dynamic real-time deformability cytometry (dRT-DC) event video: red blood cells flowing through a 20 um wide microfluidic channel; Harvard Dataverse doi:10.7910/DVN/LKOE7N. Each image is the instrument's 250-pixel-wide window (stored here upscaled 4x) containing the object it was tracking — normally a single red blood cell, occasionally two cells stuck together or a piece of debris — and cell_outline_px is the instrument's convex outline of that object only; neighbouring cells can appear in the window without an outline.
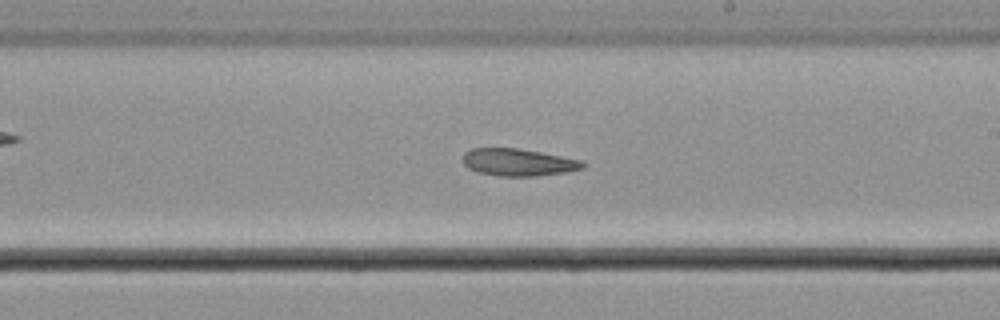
{"species": "common noctule bat (a hibernating species)", "species_latin": "Nyctalus noctula", "temperature_condition": "cold", "stored_images_in_passage": 7, "camera_frame_rate_fps": 3000, "um_per_image_px": 0.085, "animal": {"sex": "male", "body_mass_g": 21.5, "forearm_length_mm": 52.0}, "frame": {"image": 1, "passage_image": 7, "time_ms": 2.0, "image_size_px": [1000, 320], "cell_outline_px": [[588, 164], [584, 168], [564, 172], [536, 176], [496, 176], [476, 172], [468, 168], [464, 164], [464, 152], [472, 148], [516, 148], [540, 152], [580, 160]], "centroid_in_image_um": [44.03, 13.8], "position_along_channel_um": 245.0, "area_um2": 19.02}}